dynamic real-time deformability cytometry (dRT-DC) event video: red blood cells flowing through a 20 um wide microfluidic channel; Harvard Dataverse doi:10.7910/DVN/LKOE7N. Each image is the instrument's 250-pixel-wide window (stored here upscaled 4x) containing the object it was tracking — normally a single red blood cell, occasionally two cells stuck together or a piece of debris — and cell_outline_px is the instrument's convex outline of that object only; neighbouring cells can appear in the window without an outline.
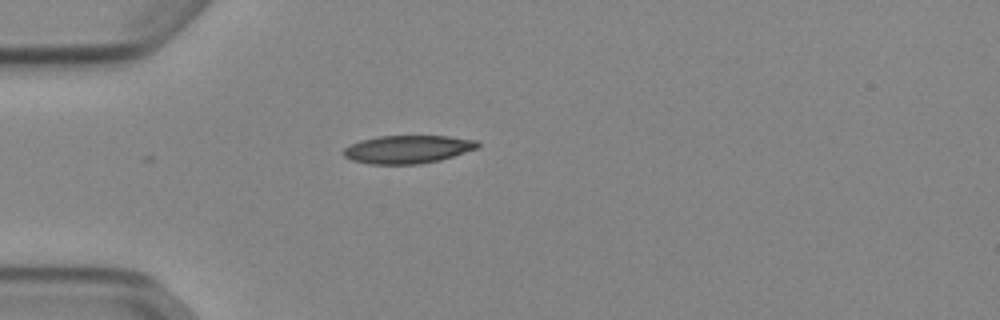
{"species": "Egyptian fruit bat (a non-hibernating species)", "species_latin": "Rousettus aegyptiacus", "temperature_condition": "cold", "stored_images_in_passage": 4, "camera_frame_rate_fps": 3000, "um_per_image_px": 0.085, "animal": {"sex": "female"}, "frame": {"image": 1, "passage_image": 1, "time_ms": 0.0, "image_size_px": [1000, 320], "cell_outline_px": [[480, 144], [476, 148], [440, 160], [420, 164], [372, 164], [352, 160], [344, 156], [344, 148], [360, 140], [380, 136], [448, 136], [476, 140]], "centroid_in_image_um": [34.65, 12.69], "position_along_channel_um": 50.4, "area_um2": 21.68}}